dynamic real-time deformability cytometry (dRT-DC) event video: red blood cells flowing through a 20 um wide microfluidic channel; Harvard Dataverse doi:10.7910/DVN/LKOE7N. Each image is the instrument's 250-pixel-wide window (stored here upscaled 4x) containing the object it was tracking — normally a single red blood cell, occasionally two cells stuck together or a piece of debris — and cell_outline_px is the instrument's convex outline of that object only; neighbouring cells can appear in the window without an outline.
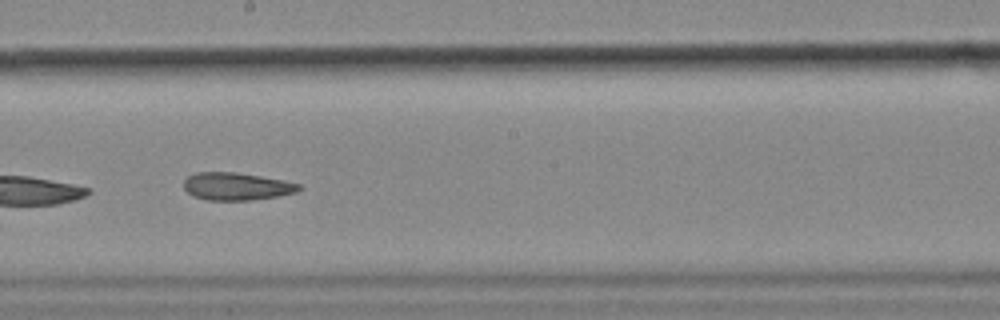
{"species": "common noctule bat (a hibernating species)", "species_latin": "Nyctalus noctula", "temperature_condition": "cold", "stored_images_in_passage": 34, "camera_frame_rate_fps": 3000, "um_per_image_px": 0.085, "animal": {"sex": "female", "body_mass_g": 18.4}, "frame": {"image": 1, "passage_image": 15, "time_ms": 4.667, "image_size_px": [1000, 320], "cell_outline_px": [[300, 188], [296, 192], [276, 196], [252, 200], [208, 200], [196, 196], [188, 192], [184, 188], [184, 180], [188, 176], [196, 172], [236, 172], [284, 180], [300, 184]], "centroid_in_image_um": [20.1, 15.83], "position_along_channel_um": 228.1, "area_um2": 18.32}, "authors_computed_cell_mechanics": {"area_um2": 19.2185, "velocity_mm_per_s": 3.5536, "shape_relaxation_time_tau1_ms": null, "shape_relaxation_time_tau2_ms": 6.0861, "deformation_change_tau1": null, "deformation_change_tau2": 0.1488}}